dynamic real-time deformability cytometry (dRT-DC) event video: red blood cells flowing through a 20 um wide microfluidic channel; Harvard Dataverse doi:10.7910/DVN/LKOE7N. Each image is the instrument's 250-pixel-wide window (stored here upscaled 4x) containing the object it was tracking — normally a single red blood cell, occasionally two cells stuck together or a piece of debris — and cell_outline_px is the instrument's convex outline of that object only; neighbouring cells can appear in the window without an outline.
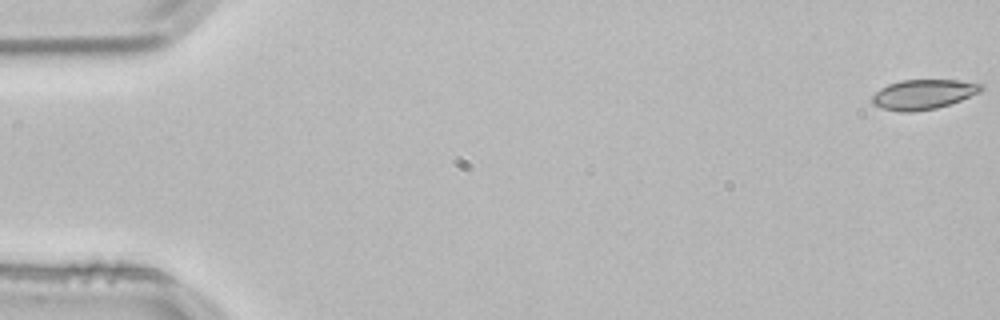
{"species": "common noctule bat (a hibernating species)", "species_latin": "Nyctalus noctula", "temperature_condition": "room temperature", "stored_images_in_passage": 54, "camera_frame_rate_fps": 3000, "um_per_image_px": 0.085, "animal": {"sex": "male", "body_mass_g": 21.5, "forearm_length_mm": 52.0}, "frame": {"image": 1, "passage_image": 1, "time_ms": 0.0, "image_size_px": [1000, 320], "cell_outline_px": [[984, 88], [980, 92], [960, 100], [936, 108], [912, 112], [900, 112], [880, 108], [872, 104], [872, 96], [880, 88], [888, 84], [900, 80], [956, 80], [984, 84]], "centroid_in_image_um": [78.46, 8.02], "position_along_channel_um": 6.5, "area_um2": 18.96}}
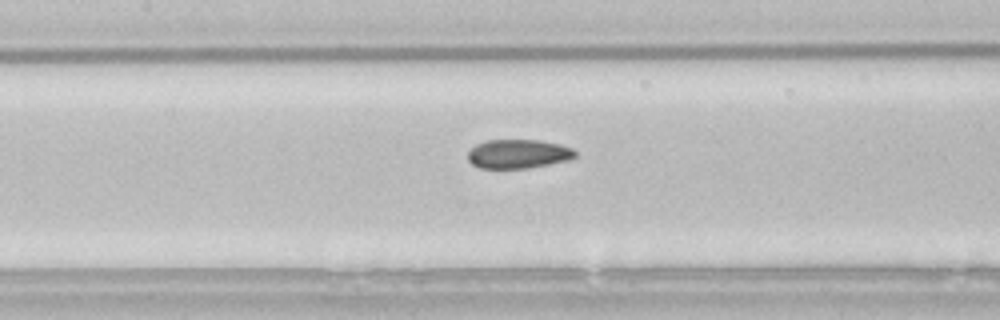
{"frame": {"image": 2, "passage_image": 25, "time_ms": 8.0, "image_size_px": [1000, 320], "cell_outline_px": [[576, 156], [568, 160], [528, 168], [480, 168], [472, 164], [468, 160], [468, 152], [476, 144], [484, 140], [540, 140], [560, 144], [572, 148], [576, 152]], "centroid_in_image_um": [44.04, 13.07], "position_along_channel_um": 163.4, "area_um2": 18.15}}
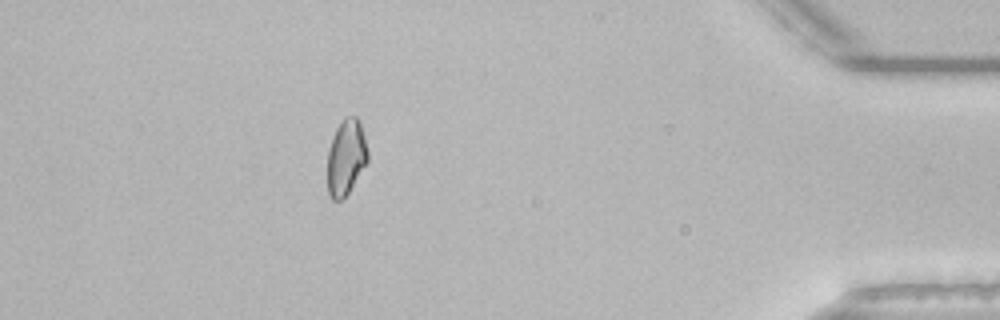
{"frame": {"image": 3, "passage_image": 48, "time_ms": 15.667, "image_size_px": [1000, 320], "cell_outline_px": [[368, 160], [348, 192], [340, 200], [332, 200], [328, 196], [328, 148], [332, 136], [336, 128], [344, 116], [356, 116], [360, 120], [368, 152]], "centroid_in_image_um": [29.4, 13.32], "position_along_channel_um": 405.8, "area_um2": 17.74}, "authors_computed_cell_mechanics": {"area_um2": 18.6983, "velocity_mm_per_s": 3.8374, "shape_relaxation_time_tau1_ms": null, "shape_relaxation_time_tau2_ms": 2.9357, "deformation_change_tau1": null, "deformation_change_tau2": 0.0763}}